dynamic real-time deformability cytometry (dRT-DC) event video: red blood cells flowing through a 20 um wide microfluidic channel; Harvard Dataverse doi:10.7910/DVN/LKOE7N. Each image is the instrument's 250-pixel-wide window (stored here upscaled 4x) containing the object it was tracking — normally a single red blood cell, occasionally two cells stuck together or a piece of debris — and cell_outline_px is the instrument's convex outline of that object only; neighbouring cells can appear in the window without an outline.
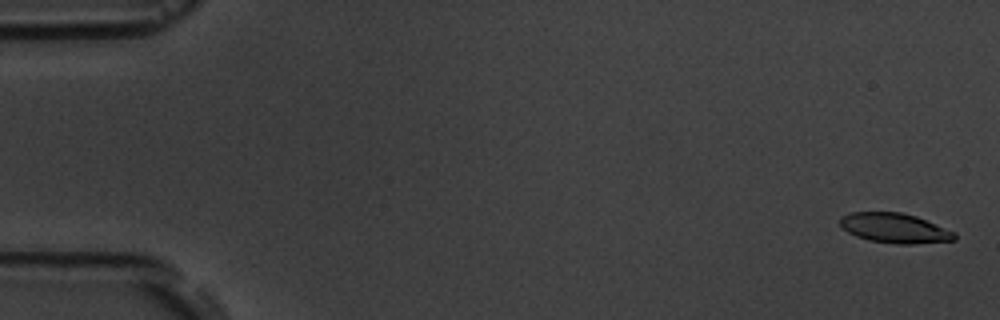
{"species": "common noctule bat (a hibernating species)", "species_latin": "Nyctalus noctula", "temperature_condition": "room temperature", "stored_images_in_passage": 7, "camera_frame_rate_fps": 3000, "um_per_image_px": 0.085, "animal": {"sex": "male", "body_mass_g": 19.5, "forearm_length_mm": 54.6}, "frame": {"image": 1, "passage_image": 1, "time_ms": 0.0, "image_size_px": [1000, 320], "cell_outline_px": [[956, 240], [912, 244], [896, 244], [868, 240], [856, 236], [848, 232], [840, 224], [840, 216], [852, 212], [900, 212], [916, 216], [956, 232]], "centroid_in_image_um": [76.06, 19.39], "position_along_channel_um": 8.9, "area_um2": 19.88}}
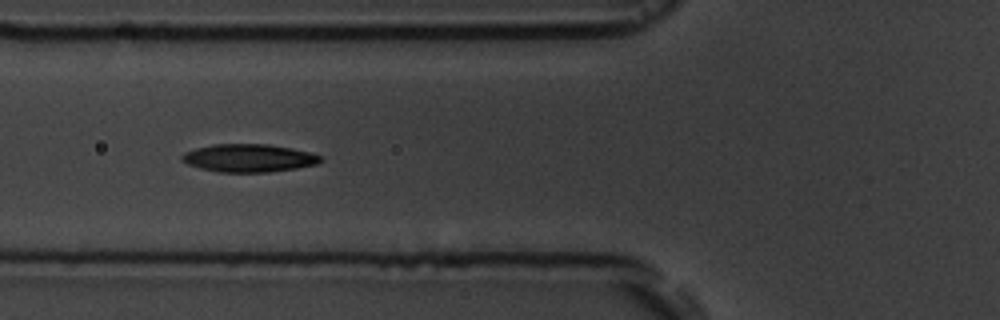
{"frame": {"image": 2, "passage_image": 6, "time_ms": 6.667, "image_size_px": [1000, 320], "cell_outline_px": [[324, 160], [316, 164], [296, 168], [268, 172], [220, 172], [200, 168], [188, 164], [180, 160], [180, 156], [184, 152], [196, 148], [212, 144], [268, 144], [292, 148], [324, 156]], "centroid_in_image_um": [21.15, 13.43], "position_along_channel_um": 104.7, "area_um2": 22.66}}
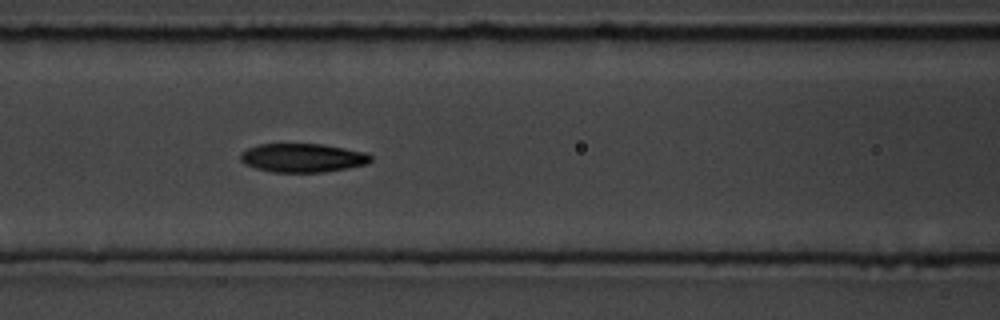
{"frame": {"image": 3, "passage_image": 7, "time_ms": 7.667, "image_size_px": [1000, 320], "cell_outline_px": [[372, 160], [368, 164], [348, 168], [320, 172], [272, 172], [256, 168], [244, 164], [240, 160], [240, 152], [248, 148], [260, 144], [320, 144], [344, 148], [364, 152], [372, 156]], "centroid_in_image_um": [25.71, 13.42], "position_along_channel_um": 140.9, "area_um2": 21.79}}